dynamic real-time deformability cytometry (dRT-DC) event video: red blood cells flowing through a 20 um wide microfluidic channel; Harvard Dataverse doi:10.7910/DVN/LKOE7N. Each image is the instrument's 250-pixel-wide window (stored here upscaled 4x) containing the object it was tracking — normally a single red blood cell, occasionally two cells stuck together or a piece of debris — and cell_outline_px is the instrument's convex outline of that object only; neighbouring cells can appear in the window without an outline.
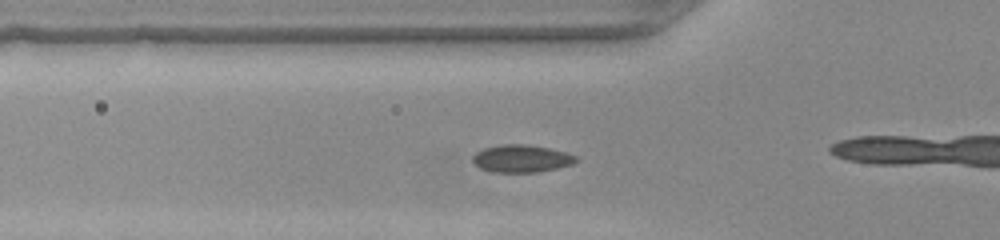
{"species": "common noctule bat (a hibernating species)", "species_latin": "Nyctalus noctula", "temperature_condition": "warm", "stored_images_in_passage": 46, "camera_frame_rate_fps": 3000, "um_per_image_px": 0.085, "animal": {"sex": "female", "body_mass_g": 22.0, "forearm_length_mm": 56.7}, "frame": {"image": 1, "passage_image": 12, "time_ms": 3.667, "image_size_px": [1000, 240], "cell_outline_px": [[580, 160], [572, 164], [560, 168], [536, 172], [492, 172], [480, 168], [472, 160], [472, 156], [476, 152], [484, 148], [504, 144], [520, 144], [548, 148], [564, 152], [576, 156]], "centroid_in_image_um": [44.33, 13.49], "position_along_channel_um": 81.5, "area_um2": 16.47}}
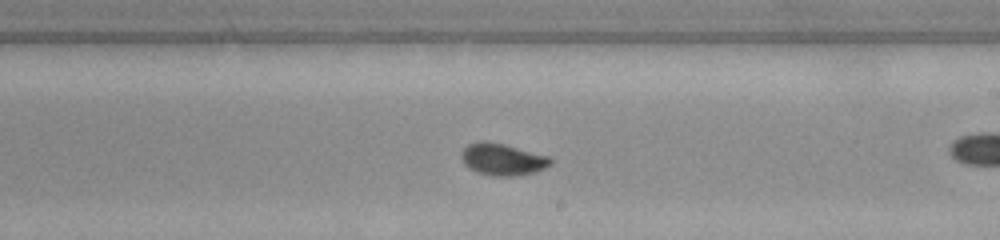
{"frame": {"image": 2, "passage_image": 24, "time_ms": 7.667, "image_size_px": [1000, 240], "cell_outline_px": [[552, 164], [536, 172], [512, 176], [492, 176], [476, 172], [468, 168], [464, 164], [460, 156], [460, 152], [468, 144], [480, 140], [504, 144], [552, 156]], "centroid_in_image_um": [42.72, 13.54], "position_along_channel_um": 246.3, "area_um2": 16.88}}
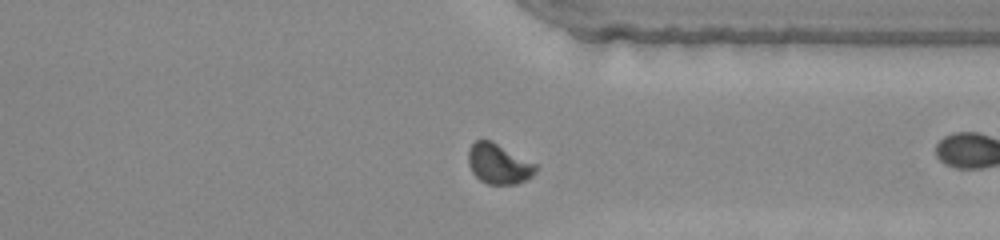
{"frame": {"image": 3, "passage_image": 33, "time_ms": 10.667, "image_size_px": [1000, 240], "cell_outline_px": [[536, 172], [532, 176], [516, 184], [488, 184], [480, 180], [472, 172], [468, 164], [468, 148], [476, 140], [492, 140], [536, 164]], "centroid_in_image_um": [42.36, 13.92], "position_along_channel_um": 369.0, "area_um2": 15.78}}